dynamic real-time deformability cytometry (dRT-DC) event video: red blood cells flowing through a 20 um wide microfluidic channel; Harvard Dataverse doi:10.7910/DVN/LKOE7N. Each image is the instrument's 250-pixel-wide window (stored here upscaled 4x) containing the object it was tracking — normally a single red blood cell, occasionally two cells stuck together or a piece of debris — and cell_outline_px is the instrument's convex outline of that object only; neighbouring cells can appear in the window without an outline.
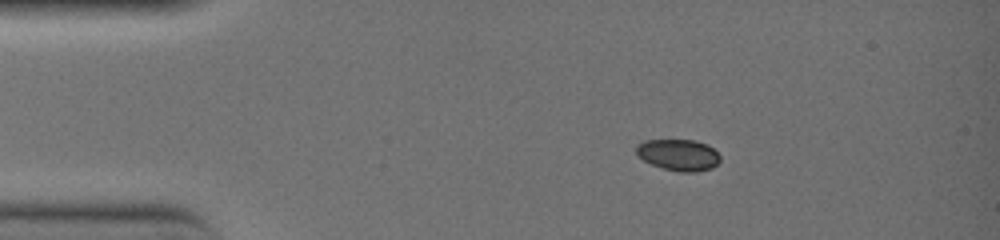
{"species": "common noctule bat (a hibernating species)", "species_latin": "Nyctalus noctula", "temperature_condition": "warm", "stored_images_in_passage": 5, "camera_frame_rate_fps": 3000, "um_per_image_px": 0.085, "animal": {"sex": "female", "body_mass_g": 19.0, "forearm_length_mm": 51.5}, "frame": {"image": 1, "passage_image": 1, "time_ms": 0.0, "image_size_px": [1000, 240], "cell_outline_px": [[720, 160], [712, 168], [696, 172], [680, 172], [664, 168], [652, 164], [644, 160], [636, 152], [636, 144], [644, 140], [692, 140], [708, 144], [720, 156]], "centroid_in_image_um": [57.67, 13.16], "position_along_channel_um": 27.3, "area_um2": 15.26}}